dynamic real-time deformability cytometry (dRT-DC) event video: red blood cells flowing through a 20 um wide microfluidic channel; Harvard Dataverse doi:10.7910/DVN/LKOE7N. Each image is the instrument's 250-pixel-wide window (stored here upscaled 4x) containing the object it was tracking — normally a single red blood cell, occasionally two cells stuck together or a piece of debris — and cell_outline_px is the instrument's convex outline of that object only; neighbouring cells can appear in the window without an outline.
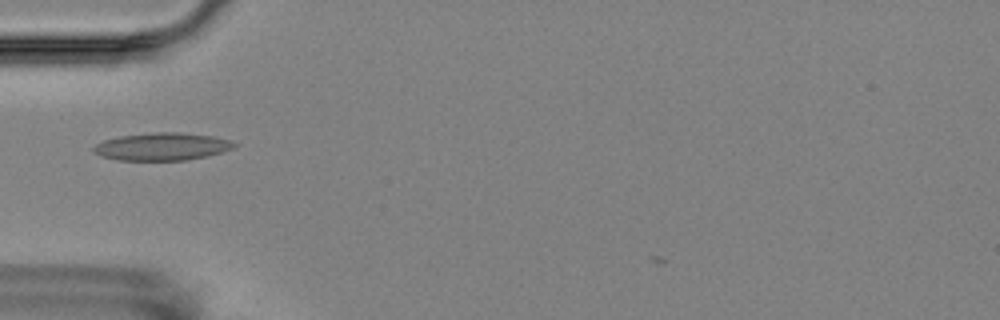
{"species": "Egyptian fruit bat (a non-hibernating species)", "species_latin": "Rousettus aegyptiacus", "temperature_condition": "room temperature", "stored_images_in_passage": 8, "camera_frame_rate_fps": 3000, "um_per_image_px": 0.085, "animal": {"sex": "female"}, "frame": {"image": 1, "passage_image": 6, "time_ms": 5.667, "image_size_px": [1000, 320], "cell_outline_px": [[240, 144], [236, 148], [188, 160], [120, 160], [100, 156], [92, 152], [92, 148], [96, 144], [104, 140], [120, 136], [156, 132], [180, 132], [212, 136], [232, 140]], "centroid_in_image_um": [13.8, 12.45], "position_along_channel_um": 71.2, "area_um2": 22.72}}
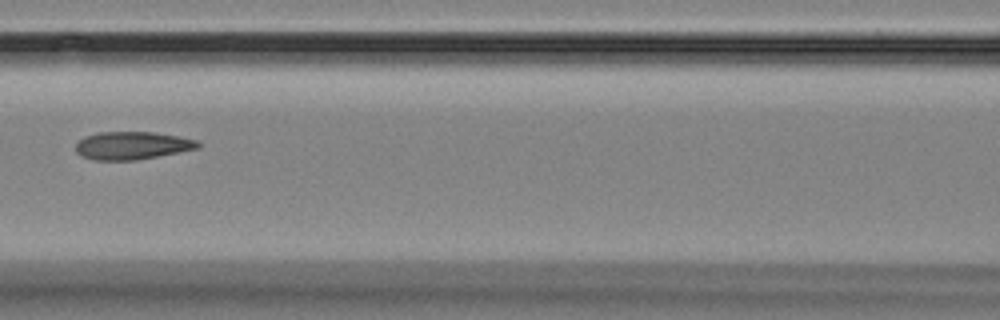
{"frame": {"image": 2, "passage_image": 8, "time_ms": 8.0, "image_size_px": [1000, 320], "cell_outline_px": [[200, 148], [136, 160], [96, 160], [80, 156], [76, 152], [76, 144], [84, 136], [96, 132], [156, 132], [196, 140], [200, 144]], "centroid_in_image_um": [11.2, 12.37], "position_along_channel_um": 155.4, "area_um2": 19.83}}